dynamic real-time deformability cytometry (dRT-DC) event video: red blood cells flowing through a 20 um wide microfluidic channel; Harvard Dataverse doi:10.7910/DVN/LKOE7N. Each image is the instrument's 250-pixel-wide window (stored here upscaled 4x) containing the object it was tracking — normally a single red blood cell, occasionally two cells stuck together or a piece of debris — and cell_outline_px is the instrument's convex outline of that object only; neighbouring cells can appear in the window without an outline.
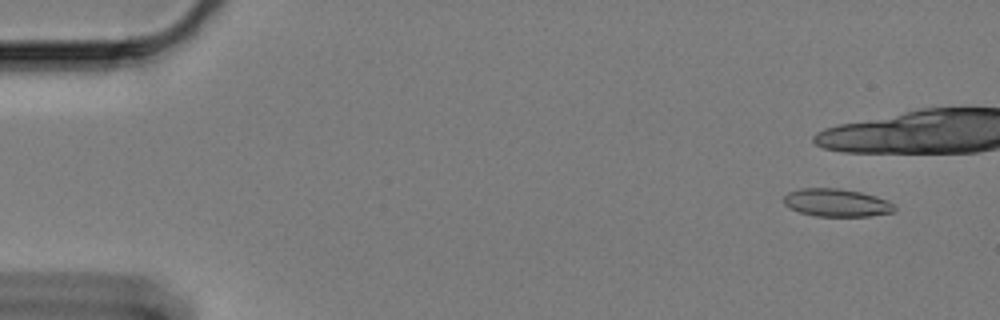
{"species": "Egyptian fruit bat (a non-hibernating species)", "species_latin": "Rousettus aegyptiacus", "temperature_condition": "cold", "stored_images_in_passage": 16, "camera_frame_rate_fps": 3000, "um_per_image_px": 0.085, "animal": {"sex": "female"}, "frame": {"image": 1, "passage_image": 5, "time_ms": 1.333, "image_size_px": [1000, 320], "cell_outline_px": [[896, 208], [892, 212], [868, 216], [816, 216], [800, 212], [784, 204], [784, 196], [788, 192], [800, 188], [840, 188], [860, 192], [876, 196], [888, 200]], "centroid_in_image_um": [71.1, 17.22], "position_along_channel_um": 13.9, "area_um2": 17.86}}